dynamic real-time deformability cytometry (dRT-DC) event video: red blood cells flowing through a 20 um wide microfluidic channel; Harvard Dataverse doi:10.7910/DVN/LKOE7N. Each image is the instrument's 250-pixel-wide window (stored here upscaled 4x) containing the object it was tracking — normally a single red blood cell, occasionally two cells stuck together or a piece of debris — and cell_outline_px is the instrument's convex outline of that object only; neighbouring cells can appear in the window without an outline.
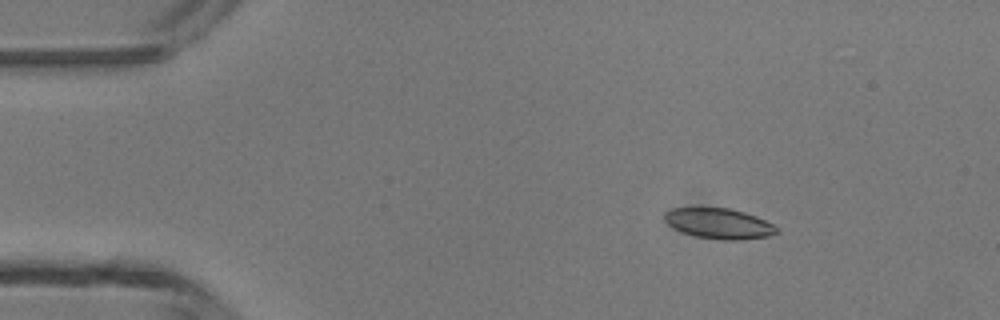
{"species": "common noctule bat (a hibernating species)", "species_latin": "Nyctalus noctula", "temperature_condition": "room temperature", "stored_images_in_passage": 4, "camera_frame_rate_fps": 3000, "um_per_image_px": 0.085, "animal": {"sex": "male", "body_mass_g": 13.3}, "frame": {"image": 1, "passage_image": 2, "time_ms": 1.0, "image_size_px": [1000, 320], "cell_outline_px": [[780, 232], [768, 236], [740, 240], [724, 240], [696, 236], [684, 232], [668, 224], [664, 220], [664, 212], [672, 208], [728, 208], [744, 212], [756, 216], [780, 228]], "centroid_in_image_um": [61.14, 19.0], "position_along_channel_um": 23.9, "area_um2": 19.77}}
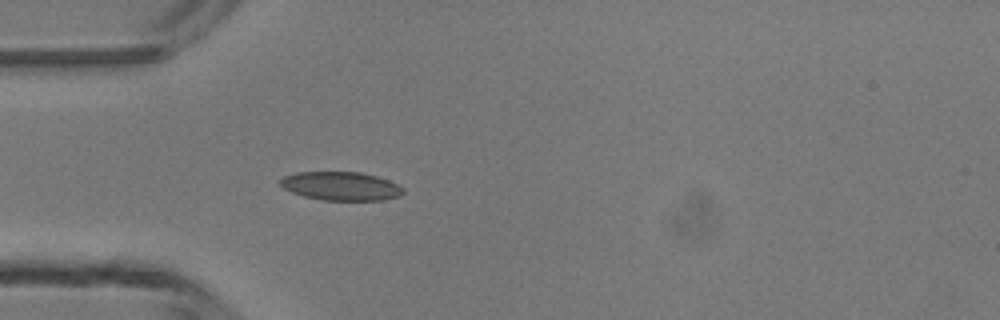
{"frame": {"image": 2, "passage_image": 4, "time_ms": 3.333, "image_size_px": [1000, 320], "cell_outline_px": [[404, 192], [400, 196], [384, 200], [324, 200], [304, 196], [292, 192], [284, 188], [280, 184], [280, 180], [284, 176], [296, 172], [360, 172], [376, 176], [388, 180], [404, 188]], "centroid_in_image_um": [28.99, 15.82], "position_along_channel_um": 56.0, "area_um2": 20.4}}